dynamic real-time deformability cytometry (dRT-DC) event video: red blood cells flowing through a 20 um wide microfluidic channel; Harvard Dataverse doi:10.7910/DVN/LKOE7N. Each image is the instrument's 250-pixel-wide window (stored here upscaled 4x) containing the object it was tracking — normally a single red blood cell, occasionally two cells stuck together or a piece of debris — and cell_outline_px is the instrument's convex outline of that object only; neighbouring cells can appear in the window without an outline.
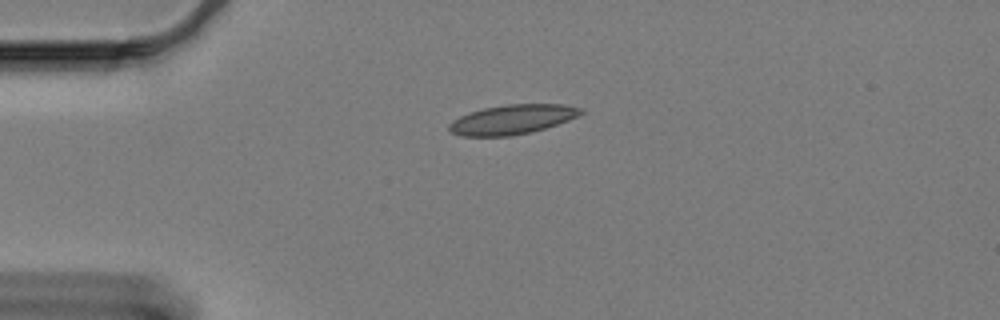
{"species": "Egyptian fruit bat (a non-hibernating species)", "species_latin": "Rousettus aegyptiacus", "temperature_condition": "cold", "stored_images_in_passage": 48, "camera_frame_rate_fps": 3000, "um_per_image_px": 0.085, "animal": {"sex": "female"}, "frame": {"image": 1, "passage_image": 1, "time_ms": 0.0, "image_size_px": [1000, 320], "cell_outline_px": [[584, 112], [568, 120], [532, 132], [512, 136], [460, 136], [452, 132], [448, 128], [448, 124], [452, 120], [460, 116], [484, 108], [508, 104], [564, 104], [584, 108]], "centroid_in_image_um": [43.54, 10.15], "position_along_channel_um": 41.5, "area_um2": 22.6}}
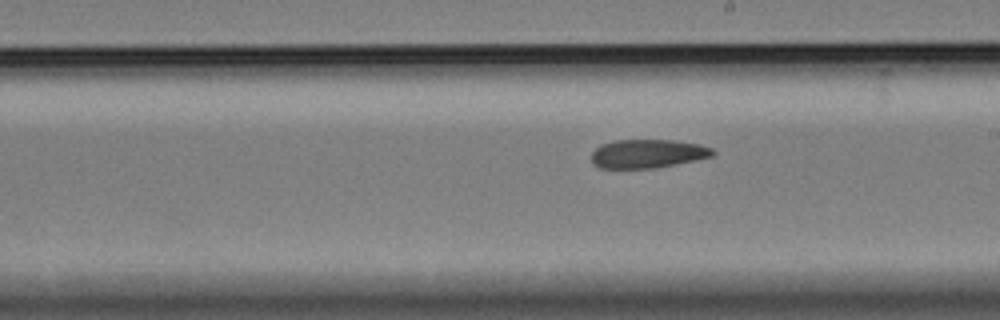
{"frame": {"image": 2, "passage_image": 21, "time_ms": 6.667, "image_size_px": [1000, 320], "cell_outline_px": [[716, 152], [712, 156], [676, 164], [656, 168], [600, 168], [592, 164], [592, 152], [600, 144], [616, 140], [672, 140], [700, 144], [712, 148]], "centroid_in_image_um": [55.03, 13.06], "position_along_channel_um": 234.0, "area_um2": 20.29}}
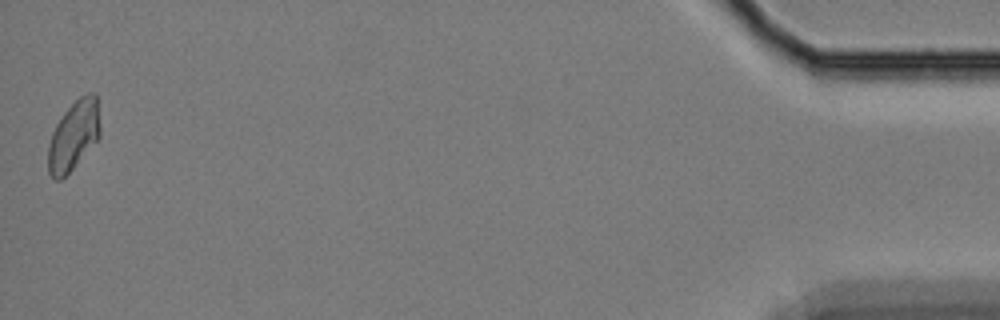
{"frame": {"image": 3, "passage_image": 47, "time_ms": 15.333, "image_size_px": [1000, 320], "cell_outline_px": [[100, 136], [72, 168], [60, 180], [56, 180], [48, 172], [48, 144], [52, 132], [56, 124], [64, 112], [80, 96], [88, 92], [96, 92], [100, 124]], "centroid_in_image_um": [6.26, 11.48], "position_along_channel_um": 428.9, "area_um2": 20.81}}